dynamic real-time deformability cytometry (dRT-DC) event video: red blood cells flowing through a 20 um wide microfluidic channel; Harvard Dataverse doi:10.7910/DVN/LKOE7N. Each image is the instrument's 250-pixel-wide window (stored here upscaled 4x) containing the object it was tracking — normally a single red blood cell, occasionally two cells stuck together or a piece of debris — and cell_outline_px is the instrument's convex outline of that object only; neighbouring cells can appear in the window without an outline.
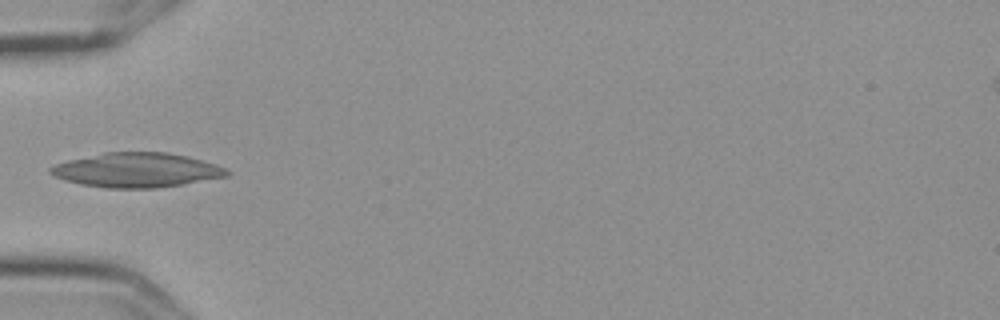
{"species": "Egyptian fruit bat (a non-hibernating species)", "species_latin": "Rousettus aegyptiacus", "temperature_condition": "cold", "stored_images_in_passage": 8, "camera_frame_rate_fps": 3000, "um_per_image_px": 0.085, "frame": {"image": 1, "passage_image": 5, "time_ms": 1.333, "image_size_px": [1000, 320], "cell_outline_px": [[232, 172], [228, 176], [184, 184], [156, 188], [104, 188], [80, 184], [64, 180], [52, 176], [48, 172], [48, 168], [56, 164], [68, 160], [104, 152], [168, 152], [188, 156], [216, 164]], "centroid_in_image_um": [11.6, 14.46], "position_along_channel_um": 73.4, "area_um2": 35.72}}
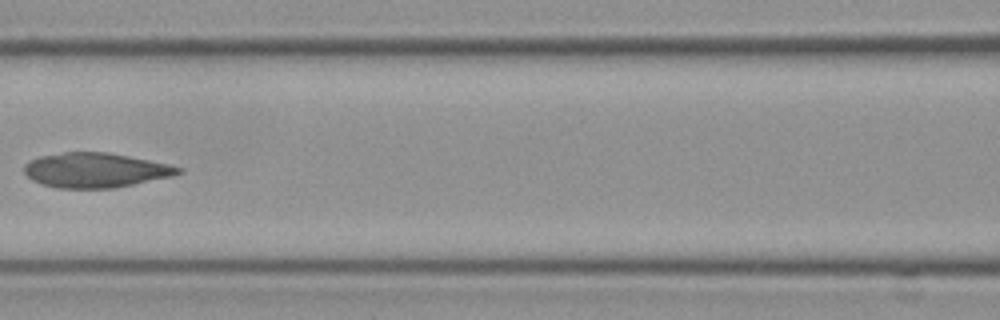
{"frame": {"image": 2, "passage_image": 7, "time_ms": 2.0, "image_size_px": [1000, 320], "cell_outline_px": [[184, 172], [172, 176], [112, 188], [56, 188], [40, 184], [32, 180], [24, 172], [24, 164], [28, 160], [40, 156], [64, 152], [108, 152], [168, 164], [184, 168]], "centroid_in_image_um": [8.08, 14.46], "position_along_channel_um": 158.5, "area_um2": 31.15}}
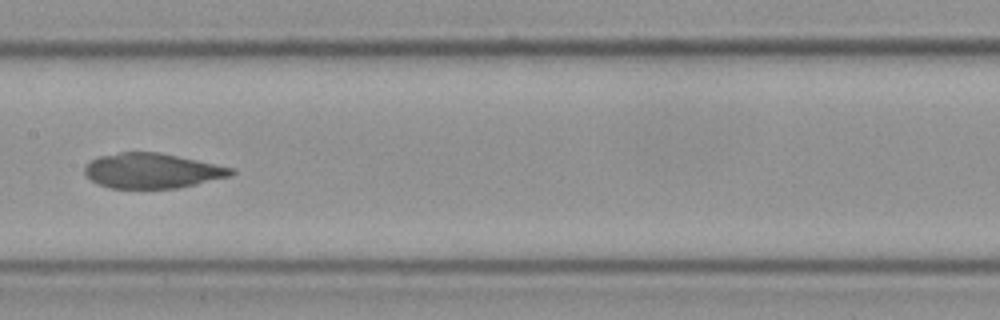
{"frame": {"image": 3, "passage_image": 8, "time_ms": 2.333, "image_size_px": [1000, 320], "cell_outline_px": [[236, 172], [232, 176], [196, 184], [176, 188], [112, 188], [96, 184], [84, 172], [84, 168], [92, 160], [100, 156], [120, 152], [160, 152], [236, 168]], "centroid_in_image_um": [12.99, 14.51], "position_along_channel_um": 194.4, "area_um2": 29.94}}